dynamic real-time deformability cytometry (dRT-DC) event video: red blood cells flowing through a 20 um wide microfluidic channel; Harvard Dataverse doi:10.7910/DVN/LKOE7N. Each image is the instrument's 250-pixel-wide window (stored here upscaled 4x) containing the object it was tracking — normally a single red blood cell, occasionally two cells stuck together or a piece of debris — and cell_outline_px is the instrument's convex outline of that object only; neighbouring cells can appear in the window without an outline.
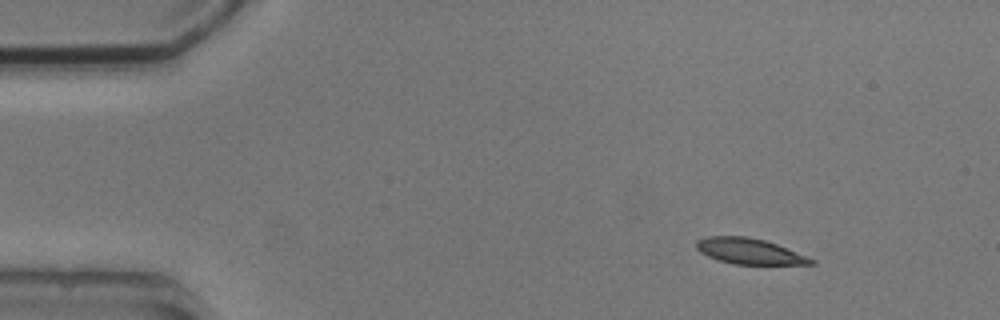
{"species": "common noctule bat (a hibernating species)", "species_latin": "Nyctalus noctula", "temperature_condition": "cold", "stored_images_in_passage": 5, "camera_frame_rate_fps": 3000, "um_per_image_px": 0.085, "animal": {"sex": "male", "body_mass_g": 20.5, "forearm_length_mm": 52.5}, "frame": {"image": 1, "passage_image": 1, "time_ms": 0.0, "image_size_px": [1000, 320], "cell_outline_px": [[816, 264], [732, 264], [708, 256], [700, 252], [696, 248], [696, 240], [708, 236], [748, 236], [764, 240], [776, 244], [816, 260]], "centroid_in_image_um": [63.67, 21.35], "position_along_channel_um": 21.3, "area_um2": 17.05}}
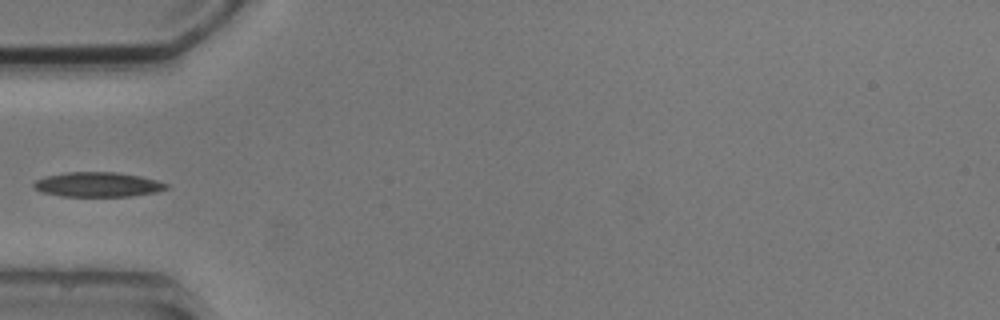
{"frame": {"image": 2, "passage_image": 4, "time_ms": 3.667, "image_size_px": [1000, 320], "cell_outline_px": [[168, 188], [156, 192], [128, 196], [60, 196], [40, 192], [32, 188], [32, 184], [36, 180], [44, 176], [64, 172], [116, 172], [140, 176], [156, 180], [168, 184]], "centroid_in_image_um": [8.24, 15.68], "position_along_channel_um": 76.8, "area_um2": 19.19}}